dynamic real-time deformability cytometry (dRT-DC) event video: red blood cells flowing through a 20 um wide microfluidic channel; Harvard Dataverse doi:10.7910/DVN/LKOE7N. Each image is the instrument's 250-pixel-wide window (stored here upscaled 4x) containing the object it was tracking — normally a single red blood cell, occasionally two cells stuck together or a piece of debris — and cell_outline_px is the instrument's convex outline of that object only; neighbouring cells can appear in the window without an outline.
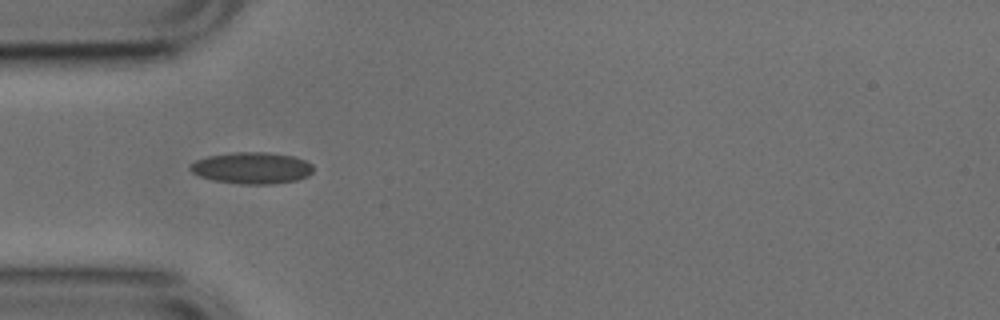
{"species": "common noctule bat (a hibernating species)", "species_latin": "Nyctalus noctula", "temperature_condition": "cold", "stored_images_in_passage": 38, "camera_frame_rate_fps": 3000, "um_per_image_px": 0.085, "animal": {"sex": "male", "body_mass_g": 17.9, "forearm_length_mm": 54.2}, "frame": {"image": 1, "passage_image": 1, "time_ms": 0.0, "image_size_px": [1000, 320], "cell_outline_px": [[312, 172], [308, 176], [296, 180], [268, 184], [240, 184], [212, 180], [200, 176], [192, 172], [188, 168], [196, 160], [208, 156], [232, 152], [268, 152], [292, 156], [304, 160], [312, 164]], "centroid_in_image_um": [21.39, 14.27], "position_along_channel_um": 63.6, "area_um2": 22.54}}
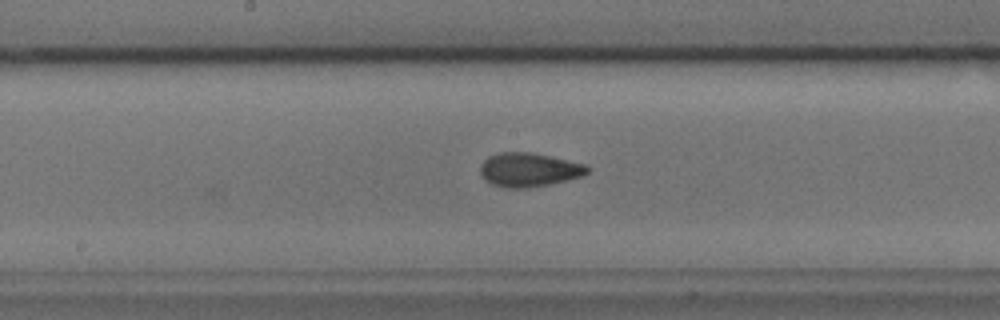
{"frame": {"image": 2, "passage_image": 12, "time_ms": 3.667, "image_size_px": [1000, 320], "cell_outline_px": [[592, 168], [584, 176], [548, 184], [528, 188], [504, 188], [492, 184], [484, 180], [480, 172], [480, 164], [488, 156], [500, 152], [532, 152], [584, 164]], "centroid_in_image_um": [44.94, 14.43], "position_along_channel_um": 203.3, "area_um2": 21.27}}